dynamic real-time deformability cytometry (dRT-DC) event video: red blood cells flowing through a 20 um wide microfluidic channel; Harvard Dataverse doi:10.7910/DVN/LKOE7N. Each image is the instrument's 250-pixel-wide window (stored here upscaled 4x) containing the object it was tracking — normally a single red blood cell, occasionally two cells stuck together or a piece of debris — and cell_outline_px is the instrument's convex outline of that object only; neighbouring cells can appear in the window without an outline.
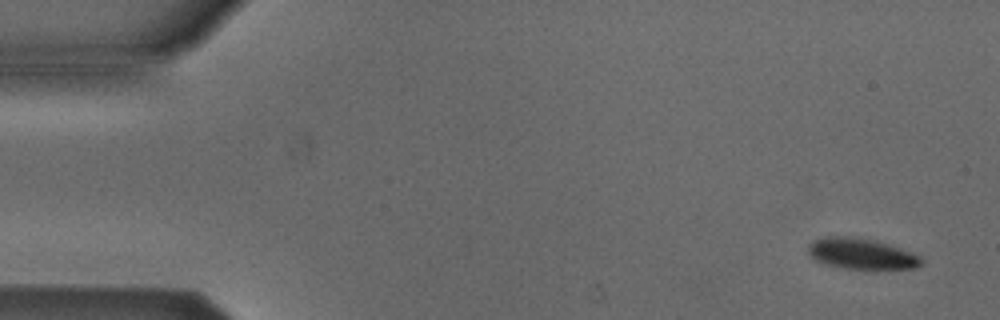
{"species": "Egyptian fruit bat (a non-hibernating species)", "species_latin": "Rousettus aegyptiacus", "temperature_condition": "cold", "stored_images_in_passage": 8, "camera_frame_rate_fps": 3000, "um_per_image_px": 0.085, "animal": {"sex": "male"}, "frame": {"image": 1, "passage_image": 1, "time_ms": 0.0, "image_size_px": [1000, 320], "cell_outline_px": [[924, 264], [916, 268], [844, 268], [828, 264], [816, 260], [808, 252], [808, 244], [812, 240], [824, 236], [852, 236], [876, 240], [912, 252], [920, 256], [924, 260]], "centroid_in_image_um": [73.23, 21.54], "position_along_channel_um": 11.8, "area_um2": 20.29}}
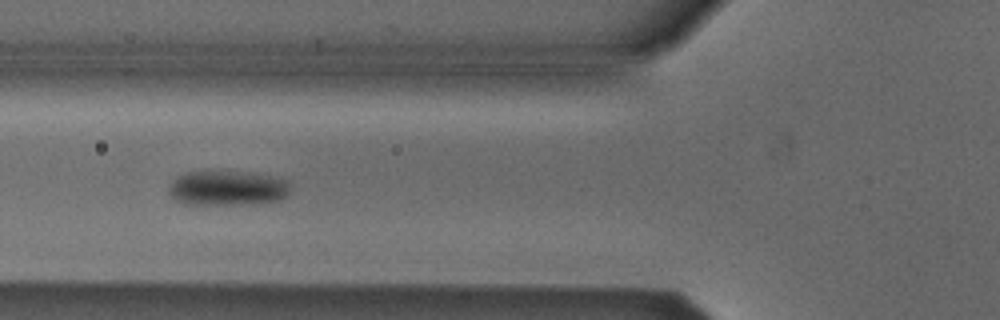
{"frame": {"image": 2, "passage_image": 6, "time_ms": 5.667, "image_size_px": [1000, 320], "cell_outline_px": [[288, 196], [280, 200], [264, 204], [184, 204], [176, 200], [168, 192], [168, 184], [176, 176], [188, 172], [204, 168], [256, 172], [288, 180]], "centroid_in_image_um": [19.31, 15.94], "position_along_channel_um": 106.5, "area_um2": 26.01}}
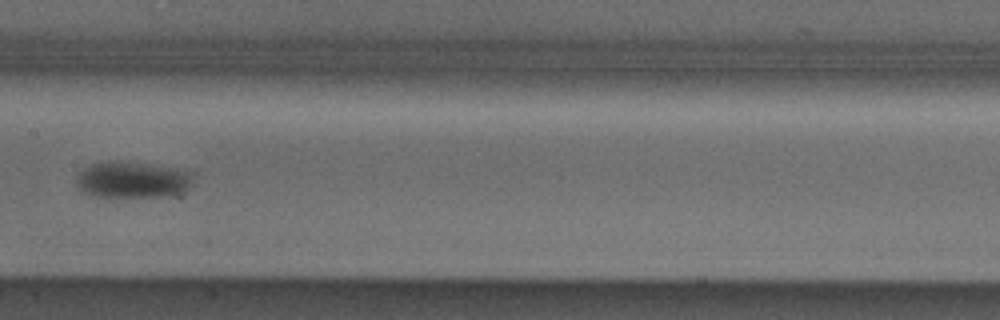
{"frame": {"image": 3, "passage_image": 8, "time_ms": 8.0, "image_size_px": [1000, 320], "cell_outline_px": [[196, 172], [192, 184], [188, 188], [172, 196], [92, 196], [76, 188], [76, 172], [88, 164], [108, 160], [116, 160], [176, 168]], "centroid_in_image_um": [11.22, 15.25], "position_along_channel_um": 196.2, "area_um2": 25.32}}